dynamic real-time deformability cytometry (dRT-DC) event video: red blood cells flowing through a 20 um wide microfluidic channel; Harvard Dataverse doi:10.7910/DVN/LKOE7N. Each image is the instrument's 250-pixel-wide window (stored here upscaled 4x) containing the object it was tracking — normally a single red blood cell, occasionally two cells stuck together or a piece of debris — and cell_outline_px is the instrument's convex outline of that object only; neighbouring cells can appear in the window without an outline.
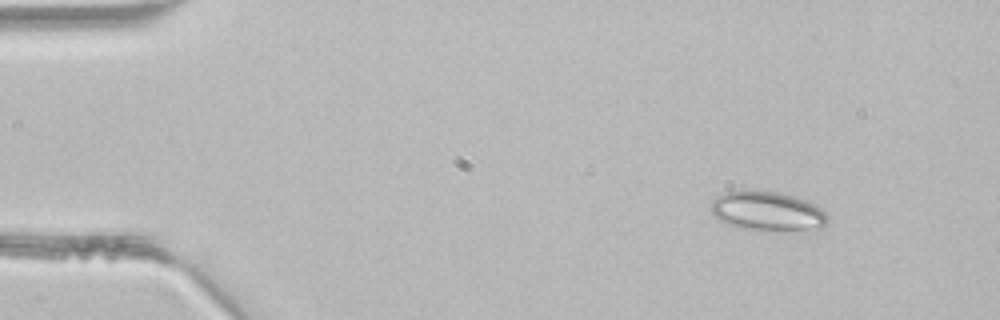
{"species": "common noctule bat (a hibernating species)", "species_latin": "Nyctalus noctula", "temperature_condition": "room temperature", "stored_images_in_passage": 45, "camera_frame_rate_fps": 3000, "um_per_image_px": 0.085, "animal": {"sex": "male", "body_mass_g": 21.5, "forearm_length_mm": 52.0}, "frame": {"image": 1, "passage_image": 5, "time_ms": 1.333, "image_size_px": [1000, 320], "cell_outline_px": [[828, 224], [820, 228], [740, 228], [728, 224], [720, 220], [712, 212], [712, 200], [716, 196], [724, 192], [744, 188], [776, 192], [808, 200], [820, 208], [828, 216]], "centroid_in_image_um": [65.19, 17.87], "position_along_channel_um": 19.8, "area_um2": 26.18}}
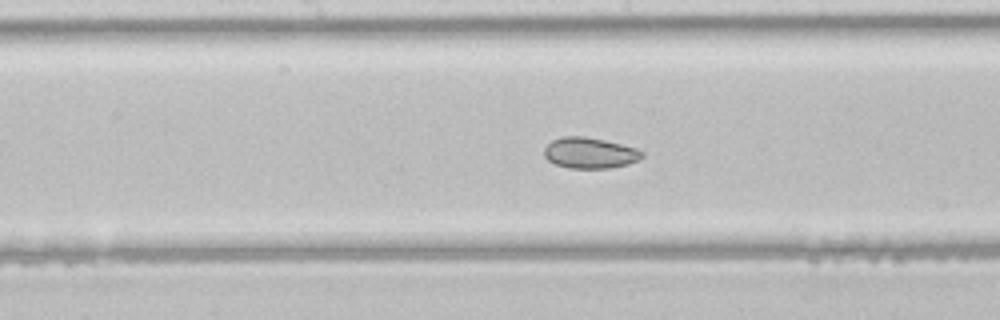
{"frame": {"image": 2, "passage_image": 23, "time_ms": 7.333, "image_size_px": [1000, 320], "cell_outline_px": [[644, 156], [628, 164], [608, 168], [568, 168], [556, 164], [548, 160], [544, 156], [544, 148], [552, 140], [564, 136], [584, 136], [604, 140], [636, 148], [644, 152]], "centroid_in_image_um": [50.12, 13.0], "position_along_channel_um": 198.1, "area_um2": 17.51}}
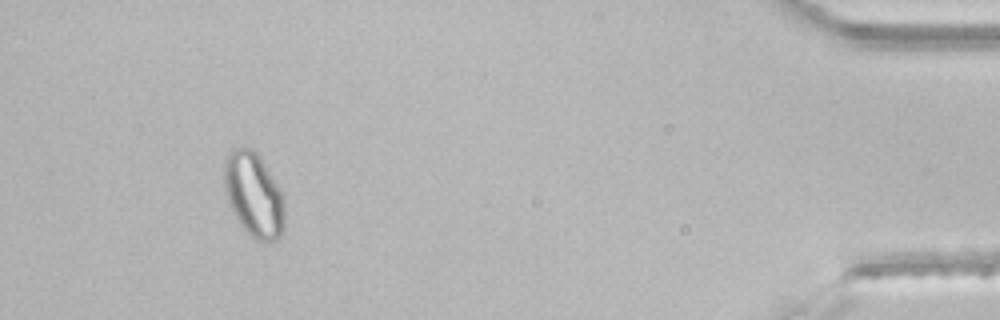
{"frame": {"image": 3, "passage_image": 42, "time_ms": 13.667, "image_size_px": [1000, 320], "cell_outline_px": [[284, 232], [276, 240], [252, 240], [240, 224], [228, 204], [224, 188], [224, 160], [228, 152], [232, 148], [248, 148], [256, 152], [260, 156], [284, 196]], "centroid_in_image_um": [21.56, 16.57], "position_along_channel_um": 413.6, "area_um2": 30.0}}